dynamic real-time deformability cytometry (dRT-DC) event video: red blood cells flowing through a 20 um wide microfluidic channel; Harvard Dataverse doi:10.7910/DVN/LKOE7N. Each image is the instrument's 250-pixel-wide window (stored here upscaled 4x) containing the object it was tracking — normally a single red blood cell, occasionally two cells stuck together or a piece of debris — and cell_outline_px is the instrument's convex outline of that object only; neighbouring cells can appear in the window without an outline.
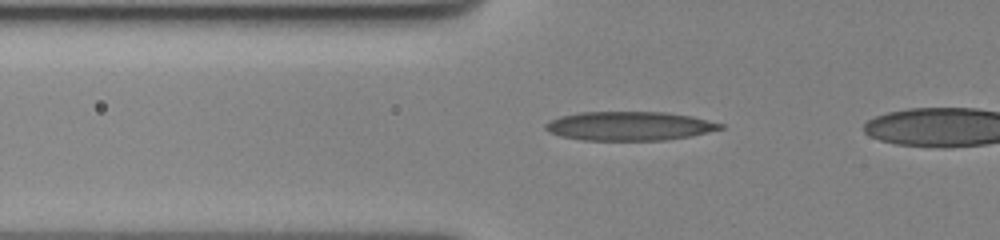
{"species": "human", "species_latin": "Homo sapiens", "temperature_condition": "cold", "stored_images_in_passage": 45, "camera_frame_rate_fps": 3000, "um_per_image_px": 0.085, "donor": {"sex": "female"}, "frame": {"image": 1, "passage_image": 13, "time_ms": 4.0, "image_size_px": [1000, 240], "cell_outline_px": [[724, 128], [692, 136], [664, 140], [580, 140], [560, 136], [548, 132], [544, 128], [544, 124], [560, 116], [580, 112], [664, 112], [692, 116], [724, 124]], "centroid_in_image_um": [53.49, 10.71], "position_along_channel_um": 72.3, "area_um2": 29.59}}
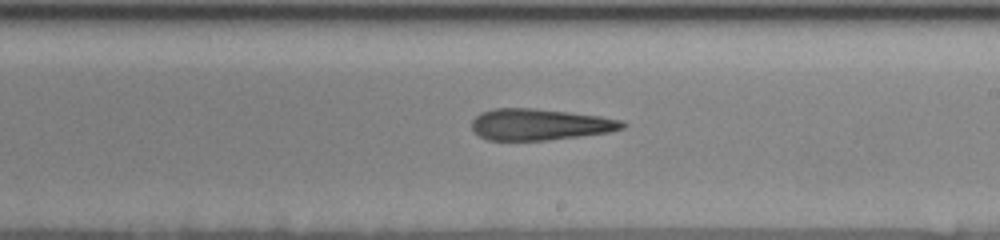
{"frame": {"image": 2, "passage_image": 28, "time_ms": 9.0, "image_size_px": [1000, 240], "cell_outline_px": [[628, 124], [624, 128], [608, 132], [580, 136], [548, 140], [488, 140], [480, 136], [472, 128], [472, 120], [480, 112], [496, 108], [532, 108], [568, 112], [600, 116], [624, 120]], "centroid_in_image_um": [45.91, 10.57], "position_along_channel_um": 243.1, "area_um2": 27.51}}
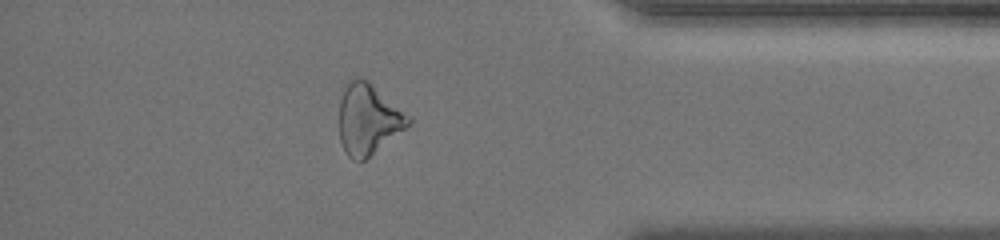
{"frame": {"image": 3, "passage_image": 43, "time_ms": 14.0, "image_size_px": [1000, 240], "cell_outline_px": [[412, 120], [404, 128], [360, 164], [352, 160], [344, 152], [340, 140], [340, 100], [344, 88], [348, 80], [356, 76], [368, 80], [412, 116]], "centroid_in_image_um": [31.29, 10.12], "position_along_channel_um": 403.9, "area_um2": 28.61}}